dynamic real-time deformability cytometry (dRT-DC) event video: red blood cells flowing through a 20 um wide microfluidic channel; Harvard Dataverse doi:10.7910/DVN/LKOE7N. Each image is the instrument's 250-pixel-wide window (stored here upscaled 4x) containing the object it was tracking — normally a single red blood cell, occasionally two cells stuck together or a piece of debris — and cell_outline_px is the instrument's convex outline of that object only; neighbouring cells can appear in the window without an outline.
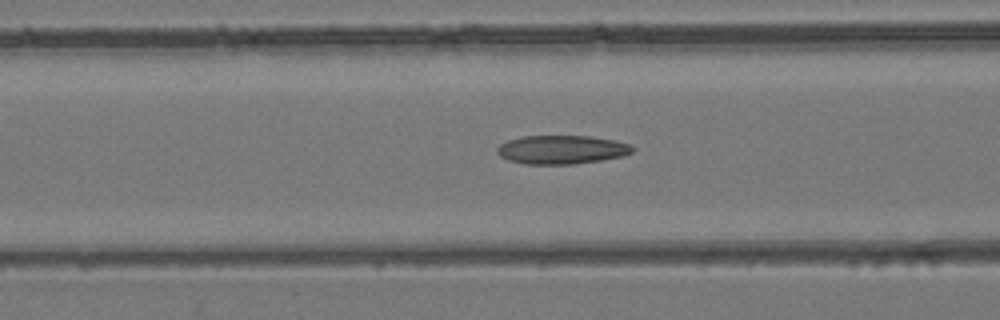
{"species": "common noctule bat (a hibernating species)", "species_latin": "Nyctalus noctula", "temperature_condition": "room temperature", "stored_images_in_passage": 53, "camera_frame_rate_fps": 3000, "um_per_image_px": 0.085, "animal": {"sex": "female", "body_mass_g": 24.6, "forearm_length_mm": 56.2}, "frame": {"image": 1, "passage_image": 22, "time_ms": 7.0, "image_size_px": [1000, 320], "cell_outline_px": [[636, 148], [632, 152], [624, 156], [600, 160], [572, 164], [524, 164], [508, 160], [500, 156], [496, 152], [496, 148], [500, 144], [508, 140], [524, 136], [592, 136], [616, 140], [632, 144]], "centroid_in_image_um": [47.77, 12.71], "position_along_channel_um": 118.8, "area_um2": 22.83}}
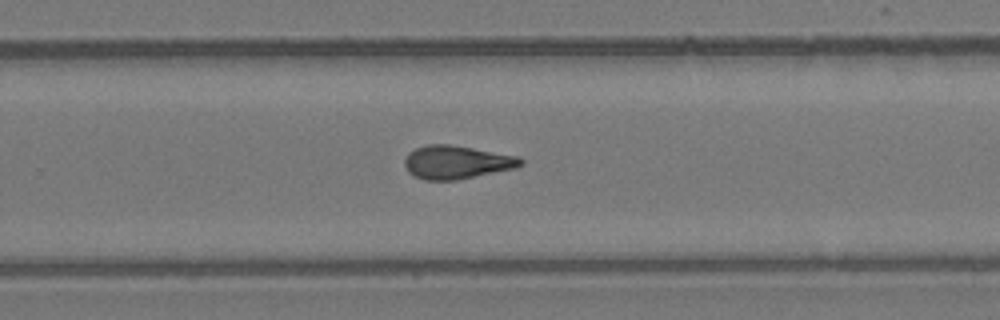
{"frame": {"image": 2, "passage_image": 35, "time_ms": 11.333, "image_size_px": [1000, 320], "cell_outline_px": [[524, 164], [516, 168], [456, 180], [424, 180], [408, 172], [404, 164], [404, 160], [408, 152], [416, 148], [428, 144], [452, 144], [520, 156], [524, 160]], "centroid_in_image_um": [38.84, 13.78], "position_along_channel_um": 291.0, "area_um2": 22.77}}
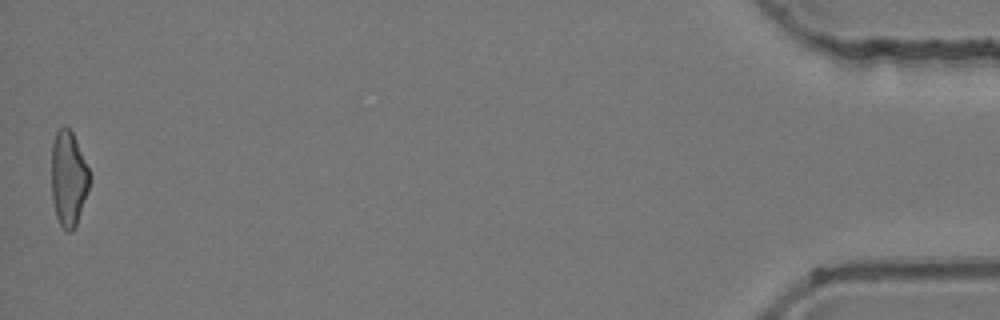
{"frame": {"image": 3, "passage_image": 53, "time_ms": 17.333, "image_size_px": [1000, 320], "cell_outline_px": [[92, 176], [88, 192], [76, 224], [72, 232], [64, 232], [56, 216], [52, 200], [52, 140], [56, 132], [64, 124], [72, 132], [76, 140]], "centroid_in_image_um": [5.83, 15.18], "position_along_channel_um": 429.4, "area_um2": 21.39}, "authors_computed_cell_mechanics": {"area_um2": 22.4264, "velocity_mm_per_s": 3.971, "shape_relaxation_time_tau1_ms": null, "shape_relaxation_time_tau2_ms": 2.8572, "deformation_change_tau1": null, "deformation_change_tau2": 0.1192}}